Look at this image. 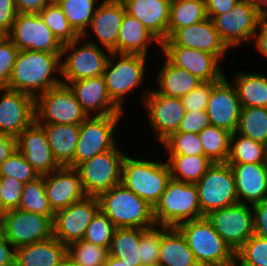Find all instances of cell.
<instances>
[{"mask_svg":"<svg viewBox=\"0 0 267 266\" xmlns=\"http://www.w3.org/2000/svg\"><path fill=\"white\" fill-rule=\"evenodd\" d=\"M61 59V53L19 50L7 88L36 98L62 83L52 75L61 73Z\"/></svg>","mask_w":267,"mask_h":266,"instance_id":"obj_1","label":"cell"},{"mask_svg":"<svg viewBox=\"0 0 267 266\" xmlns=\"http://www.w3.org/2000/svg\"><path fill=\"white\" fill-rule=\"evenodd\" d=\"M100 210L116 228L148 229L156 225L154 207L121 183L98 196Z\"/></svg>","mask_w":267,"mask_h":266,"instance_id":"obj_2","label":"cell"},{"mask_svg":"<svg viewBox=\"0 0 267 266\" xmlns=\"http://www.w3.org/2000/svg\"><path fill=\"white\" fill-rule=\"evenodd\" d=\"M171 179L167 162H151L124 157L121 184L147 201L152 207L159 202Z\"/></svg>","mask_w":267,"mask_h":266,"instance_id":"obj_3","label":"cell"},{"mask_svg":"<svg viewBox=\"0 0 267 266\" xmlns=\"http://www.w3.org/2000/svg\"><path fill=\"white\" fill-rule=\"evenodd\" d=\"M201 217L196 185L171 178L154 207L156 225L177 227L183 222Z\"/></svg>","mask_w":267,"mask_h":266,"instance_id":"obj_4","label":"cell"},{"mask_svg":"<svg viewBox=\"0 0 267 266\" xmlns=\"http://www.w3.org/2000/svg\"><path fill=\"white\" fill-rule=\"evenodd\" d=\"M200 266H228L235 253L205 216L177 226Z\"/></svg>","mask_w":267,"mask_h":266,"instance_id":"obj_5","label":"cell"},{"mask_svg":"<svg viewBox=\"0 0 267 266\" xmlns=\"http://www.w3.org/2000/svg\"><path fill=\"white\" fill-rule=\"evenodd\" d=\"M88 117L74 93L59 84L35 98V122L80 125Z\"/></svg>","mask_w":267,"mask_h":266,"instance_id":"obj_6","label":"cell"},{"mask_svg":"<svg viewBox=\"0 0 267 266\" xmlns=\"http://www.w3.org/2000/svg\"><path fill=\"white\" fill-rule=\"evenodd\" d=\"M202 216L238 203L233 171L227 162H216L195 183Z\"/></svg>","mask_w":267,"mask_h":266,"instance_id":"obj_7","label":"cell"},{"mask_svg":"<svg viewBox=\"0 0 267 266\" xmlns=\"http://www.w3.org/2000/svg\"><path fill=\"white\" fill-rule=\"evenodd\" d=\"M125 155L115 146L80 163L81 183L87 196L98 197L113 186L121 183V168Z\"/></svg>","mask_w":267,"mask_h":266,"instance_id":"obj_8","label":"cell"},{"mask_svg":"<svg viewBox=\"0 0 267 266\" xmlns=\"http://www.w3.org/2000/svg\"><path fill=\"white\" fill-rule=\"evenodd\" d=\"M265 15L247 0H240L232 10L214 16L211 20L221 41L228 49L252 39Z\"/></svg>","mask_w":267,"mask_h":266,"instance_id":"obj_9","label":"cell"},{"mask_svg":"<svg viewBox=\"0 0 267 266\" xmlns=\"http://www.w3.org/2000/svg\"><path fill=\"white\" fill-rule=\"evenodd\" d=\"M2 235L15 249L44 241L53 236L52 220L20 209L6 211L2 214Z\"/></svg>","mask_w":267,"mask_h":266,"instance_id":"obj_10","label":"cell"},{"mask_svg":"<svg viewBox=\"0 0 267 266\" xmlns=\"http://www.w3.org/2000/svg\"><path fill=\"white\" fill-rule=\"evenodd\" d=\"M7 36L19 50L61 53L63 49L38 13H18Z\"/></svg>","mask_w":267,"mask_h":266,"instance_id":"obj_11","label":"cell"},{"mask_svg":"<svg viewBox=\"0 0 267 266\" xmlns=\"http://www.w3.org/2000/svg\"><path fill=\"white\" fill-rule=\"evenodd\" d=\"M248 204L237 203L220 208L205 215L215 231L225 243L236 253L254 234L253 212Z\"/></svg>","mask_w":267,"mask_h":266,"instance_id":"obj_12","label":"cell"},{"mask_svg":"<svg viewBox=\"0 0 267 266\" xmlns=\"http://www.w3.org/2000/svg\"><path fill=\"white\" fill-rule=\"evenodd\" d=\"M121 115L88 116L81 124L74 153V168L97 154L113 149V131Z\"/></svg>","mask_w":267,"mask_h":266,"instance_id":"obj_13","label":"cell"},{"mask_svg":"<svg viewBox=\"0 0 267 266\" xmlns=\"http://www.w3.org/2000/svg\"><path fill=\"white\" fill-rule=\"evenodd\" d=\"M81 36L69 43L63 44L61 57L72 49L66 55L64 62H61V76L66 78L68 82L79 81L86 78L102 76L109 56L93 42H88L81 47H77V43L81 40ZM80 39V40H79Z\"/></svg>","mask_w":267,"mask_h":266,"instance_id":"obj_14","label":"cell"},{"mask_svg":"<svg viewBox=\"0 0 267 266\" xmlns=\"http://www.w3.org/2000/svg\"><path fill=\"white\" fill-rule=\"evenodd\" d=\"M115 65L108 59L103 78L112 101L122 110L123 96L141 85L145 72L146 56L140 54H119Z\"/></svg>","mask_w":267,"mask_h":266,"instance_id":"obj_15","label":"cell"},{"mask_svg":"<svg viewBox=\"0 0 267 266\" xmlns=\"http://www.w3.org/2000/svg\"><path fill=\"white\" fill-rule=\"evenodd\" d=\"M99 210L98 197L86 196L67 208L54 212L53 236L65 245L82 240L87 226Z\"/></svg>","mask_w":267,"mask_h":266,"instance_id":"obj_16","label":"cell"},{"mask_svg":"<svg viewBox=\"0 0 267 266\" xmlns=\"http://www.w3.org/2000/svg\"><path fill=\"white\" fill-rule=\"evenodd\" d=\"M0 91V133L17 138L35 122V98L8 88Z\"/></svg>","mask_w":267,"mask_h":266,"instance_id":"obj_17","label":"cell"},{"mask_svg":"<svg viewBox=\"0 0 267 266\" xmlns=\"http://www.w3.org/2000/svg\"><path fill=\"white\" fill-rule=\"evenodd\" d=\"M241 103L233 84L225 76L211 90L206 112L211 125L235 133L241 114Z\"/></svg>","mask_w":267,"mask_h":266,"instance_id":"obj_18","label":"cell"},{"mask_svg":"<svg viewBox=\"0 0 267 266\" xmlns=\"http://www.w3.org/2000/svg\"><path fill=\"white\" fill-rule=\"evenodd\" d=\"M143 97L148 110L149 122L157 133L158 141L163 143L178 131L186 109L180 98L167 97L155 91H150Z\"/></svg>","mask_w":267,"mask_h":266,"instance_id":"obj_19","label":"cell"},{"mask_svg":"<svg viewBox=\"0 0 267 266\" xmlns=\"http://www.w3.org/2000/svg\"><path fill=\"white\" fill-rule=\"evenodd\" d=\"M44 184L48 203L53 212L67 208L87 196L82 187L79 171L69 166L45 174Z\"/></svg>","mask_w":267,"mask_h":266,"instance_id":"obj_20","label":"cell"},{"mask_svg":"<svg viewBox=\"0 0 267 266\" xmlns=\"http://www.w3.org/2000/svg\"><path fill=\"white\" fill-rule=\"evenodd\" d=\"M160 46H179L202 50L215 55L219 60L227 51L211 18L177 29Z\"/></svg>","mask_w":267,"mask_h":266,"instance_id":"obj_21","label":"cell"},{"mask_svg":"<svg viewBox=\"0 0 267 266\" xmlns=\"http://www.w3.org/2000/svg\"><path fill=\"white\" fill-rule=\"evenodd\" d=\"M161 48L173 65L187 70L202 82H218L224 77L219 68V59L211 53L179 46Z\"/></svg>","mask_w":267,"mask_h":266,"instance_id":"obj_22","label":"cell"},{"mask_svg":"<svg viewBox=\"0 0 267 266\" xmlns=\"http://www.w3.org/2000/svg\"><path fill=\"white\" fill-rule=\"evenodd\" d=\"M17 150L39 175L49 174L61 166L55 160L43 128L34 122L16 138Z\"/></svg>","mask_w":267,"mask_h":266,"instance_id":"obj_23","label":"cell"},{"mask_svg":"<svg viewBox=\"0 0 267 266\" xmlns=\"http://www.w3.org/2000/svg\"><path fill=\"white\" fill-rule=\"evenodd\" d=\"M80 103L82 109L90 116L91 111H99L96 116L122 115V110L110 98L103 76H96L79 81L67 82Z\"/></svg>","mask_w":267,"mask_h":266,"instance_id":"obj_24","label":"cell"},{"mask_svg":"<svg viewBox=\"0 0 267 266\" xmlns=\"http://www.w3.org/2000/svg\"><path fill=\"white\" fill-rule=\"evenodd\" d=\"M126 13L139 20L161 45L168 39L171 0H121Z\"/></svg>","mask_w":267,"mask_h":266,"instance_id":"obj_25","label":"cell"},{"mask_svg":"<svg viewBox=\"0 0 267 266\" xmlns=\"http://www.w3.org/2000/svg\"><path fill=\"white\" fill-rule=\"evenodd\" d=\"M235 179L238 203L251 205L267 199V164H229Z\"/></svg>","mask_w":267,"mask_h":266,"instance_id":"obj_26","label":"cell"},{"mask_svg":"<svg viewBox=\"0 0 267 266\" xmlns=\"http://www.w3.org/2000/svg\"><path fill=\"white\" fill-rule=\"evenodd\" d=\"M126 8L121 0H104L97 7L90 27L111 54L117 49L118 34Z\"/></svg>","mask_w":267,"mask_h":266,"instance_id":"obj_27","label":"cell"},{"mask_svg":"<svg viewBox=\"0 0 267 266\" xmlns=\"http://www.w3.org/2000/svg\"><path fill=\"white\" fill-rule=\"evenodd\" d=\"M15 266H58L67 256V245L54 236L15 249Z\"/></svg>","mask_w":267,"mask_h":266,"instance_id":"obj_28","label":"cell"},{"mask_svg":"<svg viewBox=\"0 0 267 266\" xmlns=\"http://www.w3.org/2000/svg\"><path fill=\"white\" fill-rule=\"evenodd\" d=\"M46 133L50 149L61 167L74 168V153L79 140L80 125L37 123Z\"/></svg>","mask_w":267,"mask_h":266,"instance_id":"obj_29","label":"cell"},{"mask_svg":"<svg viewBox=\"0 0 267 266\" xmlns=\"http://www.w3.org/2000/svg\"><path fill=\"white\" fill-rule=\"evenodd\" d=\"M159 266H200L177 227L162 226Z\"/></svg>","mask_w":267,"mask_h":266,"instance_id":"obj_30","label":"cell"},{"mask_svg":"<svg viewBox=\"0 0 267 266\" xmlns=\"http://www.w3.org/2000/svg\"><path fill=\"white\" fill-rule=\"evenodd\" d=\"M158 40L133 16L125 13L118 34L117 49L110 57L119 54H140L147 56L148 44Z\"/></svg>","mask_w":267,"mask_h":266,"instance_id":"obj_31","label":"cell"},{"mask_svg":"<svg viewBox=\"0 0 267 266\" xmlns=\"http://www.w3.org/2000/svg\"><path fill=\"white\" fill-rule=\"evenodd\" d=\"M159 90L156 93L182 98L202 83L197 77L185 69L173 65L167 58L158 74Z\"/></svg>","mask_w":267,"mask_h":266,"instance_id":"obj_32","label":"cell"},{"mask_svg":"<svg viewBox=\"0 0 267 266\" xmlns=\"http://www.w3.org/2000/svg\"><path fill=\"white\" fill-rule=\"evenodd\" d=\"M235 86L242 108H267V77L260 74L237 73Z\"/></svg>","mask_w":267,"mask_h":266,"instance_id":"obj_33","label":"cell"},{"mask_svg":"<svg viewBox=\"0 0 267 266\" xmlns=\"http://www.w3.org/2000/svg\"><path fill=\"white\" fill-rule=\"evenodd\" d=\"M141 228H116L108 249V255L125 261L129 266H143L139 244Z\"/></svg>","mask_w":267,"mask_h":266,"instance_id":"obj_34","label":"cell"},{"mask_svg":"<svg viewBox=\"0 0 267 266\" xmlns=\"http://www.w3.org/2000/svg\"><path fill=\"white\" fill-rule=\"evenodd\" d=\"M213 163L205 155L169 156L167 161L172 179L191 184L198 182Z\"/></svg>","mask_w":267,"mask_h":266,"instance_id":"obj_35","label":"cell"},{"mask_svg":"<svg viewBox=\"0 0 267 266\" xmlns=\"http://www.w3.org/2000/svg\"><path fill=\"white\" fill-rule=\"evenodd\" d=\"M207 17L204 0H171L168 38L177 30L205 20Z\"/></svg>","mask_w":267,"mask_h":266,"instance_id":"obj_36","label":"cell"},{"mask_svg":"<svg viewBox=\"0 0 267 266\" xmlns=\"http://www.w3.org/2000/svg\"><path fill=\"white\" fill-rule=\"evenodd\" d=\"M237 135L239 136L238 138ZM237 139V140H236ZM228 164H267V145L237 132L230 137Z\"/></svg>","mask_w":267,"mask_h":266,"instance_id":"obj_37","label":"cell"},{"mask_svg":"<svg viewBox=\"0 0 267 266\" xmlns=\"http://www.w3.org/2000/svg\"><path fill=\"white\" fill-rule=\"evenodd\" d=\"M18 209L44 215L53 221L54 212L46 196L44 175L24 184Z\"/></svg>","mask_w":267,"mask_h":266,"instance_id":"obj_38","label":"cell"},{"mask_svg":"<svg viewBox=\"0 0 267 266\" xmlns=\"http://www.w3.org/2000/svg\"><path fill=\"white\" fill-rule=\"evenodd\" d=\"M198 134L203 146V155L214 163L227 162L230 154V132L210 125Z\"/></svg>","mask_w":267,"mask_h":266,"instance_id":"obj_39","label":"cell"},{"mask_svg":"<svg viewBox=\"0 0 267 266\" xmlns=\"http://www.w3.org/2000/svg\"><path fill=\"white\" fill-rule=\"evenodd\" d=\"M97 0H62L58 6L62 9L70 26L81 37L86 38L87 27L95 14Z\"/></svg>","mask_w":267,"mask_h":266,"instance_id":"obj_40","label":"cell"},{"mask_svg":"<svg viewBox=\"0 0 267 266\" xmlns=\"http://www.w3.org/2000/svg\"><path fill=\"white\" fill-rule=\"evenodd\" d=\"M236 132L267 145V108H242Z\"/></svg>","mask_w":267,"mask_h":266,"instance_id":"obj_41","label":"cell"},{"mask_svg":"<svg viewBox=\"0 0 267 266\" xmlns=\"http://www.w3.org/2000/svg\"><path fill=\"white\" fill-rule=\"evenodd\" d=\"M67 256L77 266H103L108 256V249L82 239L67 245Z\"/></svg>","mask_w":267,"mask_h":266,"instance_id":"obj_42","label":"cell"},{"mask_svg":"<svg viewBox=\"0 0 267 266\" xmlns=\"http://www.w3.org/2000/svg\"><path fill=\"white\" fill-rule=\"evenodd\" d=\"M39 15L62 44L72 42L80 37L70 26L58 4H47Z\"/></svg>","mask_w":267,"mask_h":266,"instance_id":"obj_43","label":"cell"},{"mask_svg":"<svg viewBox=\"0 0 267 266\" xmlns=\"http://www.w3.org/2000/svg\"><path fill=\"white\" fill-rule=\"evenodd\" d=\"M170 156L203 155V146L197 133L175 132L163 143Z\"/></svg>","mask_w":267,"mask_h":266,"instance_id":"obj_44","label":"cell"},{"mask_svg":"<svg viewBox=\"0 0 267 266\" xmlns=\"http://www.w3.org/2000/svg\"><path fill=\"white\" fill-rule=\"evenodd\" d=\"M115 229V225L99 210L87 226L83 240L109 249Z\"/></svg>","mask_w":267,"mask_h":266,"instance_id":"obj_45","label":"cell"},{"mask_svg":"<svg viewBox=\"0 0 267 266\" xmlns=\"http://www.w3.org/2000/svg\"><path fill=\"white\" fill-rule=\"evenodd\" d=\"M39 176L37 171L18 150L0 164V177H14L25 184Z\"/></svg>","mask_w":267,"mask_h":266,"instance_id":"obj_46","label":"cell"},{"mask_svg":"<svg viewBox=\"0 0 267 266\" xmlns=\"http://www.w3.org/2000/svg\"><path fill=\"white\" fill-rule=\"evenodd\" d=\"M158 227H160L158 229ZM141 229L139 244L140 261L143 266L158 265L162 241V226Z\"/></svg>","mask_w":267,"mask_h":266,"instance_id":"obj_47","label":"cell"},{"mask_svg":"<svg viewBox=\"0 0 267 266\" xmlns=\"http://www.w3.org/2000/svg\"><path fill=\"white\" fill-rule=\"evenodd\" d=\"M235 255L249 266H267V238L253 234Z\"/></svg>","mask_w":267,"mask_h":266,"instance_id":"obj_48","label":"cell"},{"mask_svg":"<svg viewBox=\"0 0 267 266\" xmlns=\"http://www.w3.org/2000/svg\"><path fill=\"white\" fill-rule=\"evenodd\" d=\"M2 183L1 214L18 209L24 183L14 177H0Z\"/></svg>","mask_w":267,"mask_h":266,"instance_id":"obj_49","label":"cell"},{"mask_svg":"<svg viewBox=\"0 0 267 266\" xmlns=\"http://www.w3.org/2000/svg\"><path fill=\"white\" fill-rule=\"evenodd\" d=\"M18 51L8 36L0 43V89L8 87Z\"/></svg>","mask_w":267,"mask_h":266,"instance_id":"obj_50","label":"cell"},{"mask_svg":"<svg viewBox=\"0 0 267 266\" xmlns=\"http://www.w3.org/2000/svg\"><path fill=\"white\" fill-rule=\"evenodd\" d=\"M217 82H202L195 89L184 95L181 99L186 111L206 110L212 87Z\"/></svg>","mask_w":267,"mask_h":266,"instance_id":"obj_51","label":"cell"},{"mask_svg":"<svg viewBox=\"0 0 267 266\" xmlns=\"http://www.w3.org/2000/svg\"><path fill=\"white\" fill-rule=\"evenodd\" d=\"M210 125L211 123L206 110L193 112L186 111L178 128V131L198 134L205 127H208Z\"/></svg>","mask_w":267,"mask_h":266,"instance_id":"obj_52","label":"cell"},{"mask_svg":"<svg viewBox=\"0 0 267 266\" xmlns=\"http://www.w3.org/2000/svg\"><path fill=\"white\" fill-rule=\"evenodd\" d=\"M252 209L254 234L267 238V199L253 204Z\"/></svg>","mask_w":267,"mask_h":266,"instance_id":"obj_53","label":"cell"},{"mask_svg":"<svg viewBox=\"0 0 267 266\" xmlns=\"http://www.w3.org/2000/svg\"><path fill=\"white\" fill-rule=\"evenodd\" d=\"M17 14L15 0H0V30L8 34Z\"/></svg>","mask_w":267,"mask_h":266,"instance_id":"obj_54","label":"cell"},{"mask_svg":"<svg viewBox=\"0 0 267 266\" xmlns=\"http://www.w3.org/2000/svg\"><path fill=\"white\" fill-rule=\"evenodd\" d=\"M206 13L208 18H213L216 15L227 13L233 9V7L240 0H204Z\"/></svg>","mask_w":267,"mask_h":266,"instance_id":"obj_55","label":"cell"},{"mask_svg":"<svg viewBox=\"0 0 267 266\" xmlns=\"http://www.w3.org/2000/svg\"><path fill=\"white\" fill-rule=\"evenodd\" d=\"M14 246L3 236H0V266H15V249Z\"/></svg>","mask_w":267,"mask_h":266,"instance_id":"obj_56","label":"cell"},{"mask_svg":"<svg viewBox=\"0 0 267 266\" xmlns=\"http://www.w3.org/2000/svg\"><path fill=\"white\" fill-rule=\"evenodd\" d=\"M48 3L46 0H15L18 13H40Z\"/></svg>","mask_w":267,"mask_h":266,"instance_id":"obj_57","label":"cell"},{"mask_svg":"<svg viewBox=\"0 0 267 266\" xmlns=\"http://www.w3.org/2000/svg\"><path fill=\"white\" fill-rule=\"evenodd\" d=\"M16 150V138L0 133V164L3 163Z\"/></svg>","mask_w":267,"mask_h":266,"instance_id":"obj_58","label":"cell"},{"mask_svg":"<svg viewBox=\"0 0 267 266\" xmlns=\"http://www.w3.org/2000/svg\"><path fill=\"white\" fill-rule=\"evenodd\" d=\"M260 27L261 31L259 34H255V45L262 53L267 58V15H265L259 22L258 28Z\"/></svg>","mask_w":267,"mask_h":266,"instance_id":"obj_59","label":"cell"},{"mask_svg":"<svg viewBox=\"0 0 267 266\" xmlns=\"http://www.w3.org/2000/svg\"><path fill=\"white\" fill-rule=\"evenodd\" d=\"M103 266H129L125 261H121L115 257L107 256L106 262Z\"/></svg>","mask_w":267,"mask_h":266,"instance_id":"obj_60","label":"cell"},{"mask_svg":"<svg viewBox=\"0 0 267 266\" xmlns=\"http://www.w3.org/2000/svg\"><path fill=\"white\" fill-rule=\"evenodd\" d=\"M250 4L254 5L260 12L267 15V10L261 6H267V0H247Z\"/></svg>","mask_w":267,"mask_h":266,"instance_id":"obj_61","label":"cell"},{"mask_svg":"<svg viewBox=\"0 0 267 266\" xmlns=\"http://www.w3.org/2000/svg\"><path fill=\"white\" fill-rule=\"evenodd\" d=\"M58 266H77L68 256Z\"/></svg>","mask_w":267,"mask_h":266,"instance_id":"obj_62","label":"cell"},{"mask_svg":"<svg viewBox=\"0 0 267 266\" xmlns=\"http://www.w3.org/2000/svg\"><path fill=\"white\" fill-rule=\"evenodd\" d=\"M238 260L240 261L239 266H249V265L245 264L244 262H242L236 255L233 257L231 263L228 266H237Z\"/></svg>","mask_w":267,"mask_h":266,"instance_id":"obj_63","label":"cell"},{"mask_svg":"<svg viewBox=\"0 0 267 266\" xmlns=\"http://www.w3.org/2000/svg\"><path fill=\"white\" fill-rule=\"evenodd\" d=\"M7 37V34L0 30V43Z\"/></svg>","mask_w":267,"mask_h":266,"instance_id":"obj_64","label":"cell"},{"mask_svg":"<svg viewBox=\"0 0 267 266\" xmlns=\"http://www.w3.org/2000/svg\"><path fill=\"white\" fill-rule=\"evenodd\" d=\"M62 0H46L48 4H58Z\"/></svg>","mask_w":267,"mask_h":266,"instance_id":"obj_65","label":"cell"},{"mask_svg":"<svg viewBox=\"0 0 267 266\" xmlns=\"http://www.w3.org/2000/svg\"><path fill=\"white\" fill-rule=\"evenodd\" d=\"M1 197H2V183L0 180V214H1Z\"/></svg>","mask_w":267,"mask_h":266,"instance_id":"obj_66","label":"cell"},{"mask_svg":"<svg viewBox=\"0 0 267 266\" xmlns=\"http://www.w3.org/2000/svg\"><path fill=\"white\" fill-rule=\"evenodd\" d=\"M2 235V214H0V236Z\"/></svg>","mask_w":267,"mask_h":266,"instance_id":"obj_67","label":"cell"}]
</instances>
